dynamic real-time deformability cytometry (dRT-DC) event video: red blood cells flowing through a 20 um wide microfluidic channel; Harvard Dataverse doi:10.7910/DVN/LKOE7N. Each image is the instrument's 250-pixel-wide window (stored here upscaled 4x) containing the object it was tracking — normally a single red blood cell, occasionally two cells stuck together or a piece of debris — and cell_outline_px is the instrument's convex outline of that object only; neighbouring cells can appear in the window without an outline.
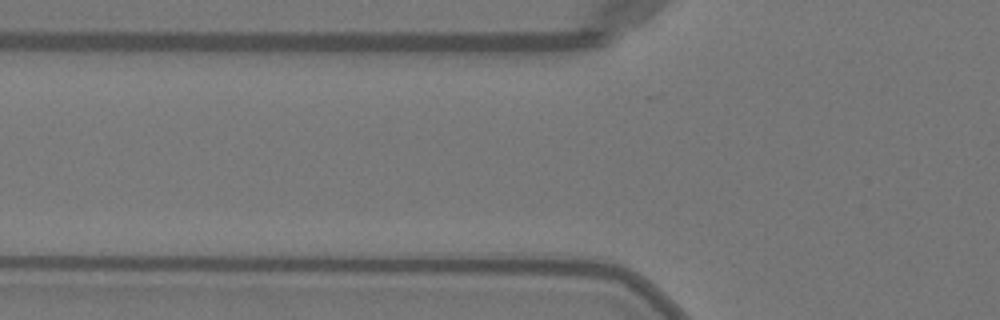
{"species": "Egyptian fruit bat (a non-hibernating species)", "species_latin": "Rousettus aegyptiacus", "temperature_condition": "warm", "stored_images_in_passage": 3, "camera_frame_rate_fps": 3000, "um_per_image_px": 0.085, "animal": {"sex": "female"}, "frame": {"image": 1, "passage_image": 2, "time_ms": 0.333, "image_size_px": [1000, 320], "cell_outline_px": [[644, 292], [640, 292], [496, 272], [508, 268], [552, 264], [592, 264], [620, 276], [636, 284]], "centroid_in_image_um": [48.94, 23.4], "position_along_channel_um": 76.9, "area_um2": 13.93}}